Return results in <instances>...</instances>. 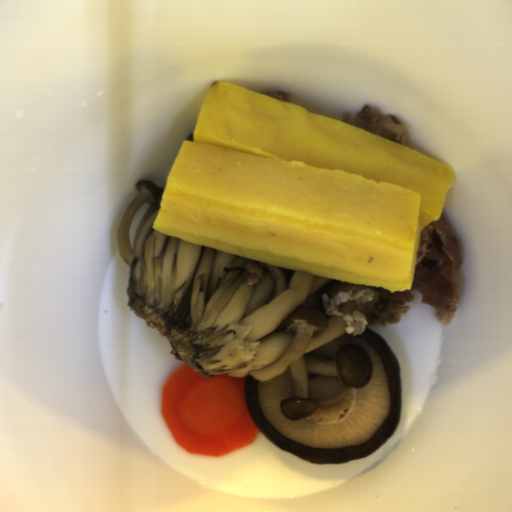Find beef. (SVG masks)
Instances as JSON below:
<instances>
[{
	"instance_id": "obj_1",
	"label": "beef",
	"mask_w": 512,
	"mask_h": 512,
	"mask_svg": "<svg viewBox=\"0 0 512 512\" xmlns=\"http://www.w3.org/2000/svg\"><path fill=\"white\" fill-rule=\"evenodd\" d=\"M462 265L460 241L440 215L422 228L419 236L414 276L410 289L391 292L358 284L321 302L327 315L341 317L346 332L359 335L368 327L399 323L413 301L411 291L420 294L422 304L434 306L432 313L440 323L451 324L459 306L458 273Z\"/></svg>"
},
{
	"instance_id": "obj_2",
	"label": "beef",
	"mask_w": 512,
	"mask_h": 512,
	"mask_svg": "<svg viewBox=\"0 0 512 512\" xmlns=\"http://www.w3.org/2000/svg\"><path fill=\"white\" fill-rule=\"evenodd\" d=\"M340 121L407 148L408 135L401 120L392 114L384 115L369 104L364 105L355 116L345 111Z\"/></svg>"
},
{
	"instance_id": "obj_3",
	"label": "beef",
	"mask_w": 512,
	"mask_h": 512,
	"mask_svg": "<svg viewBox=\"0 0 512 512\" xmlns=\"http://www.w3.org/2000/svg\"><path fill=\"white\" fill-rule=\"evenodd\" d=\"M264 96H268L274 99H278L285 102H291L293 98L295 97L292 92L286 91V90H276V91H268L264 92Z\"/></svg>"
}]
</instances>
